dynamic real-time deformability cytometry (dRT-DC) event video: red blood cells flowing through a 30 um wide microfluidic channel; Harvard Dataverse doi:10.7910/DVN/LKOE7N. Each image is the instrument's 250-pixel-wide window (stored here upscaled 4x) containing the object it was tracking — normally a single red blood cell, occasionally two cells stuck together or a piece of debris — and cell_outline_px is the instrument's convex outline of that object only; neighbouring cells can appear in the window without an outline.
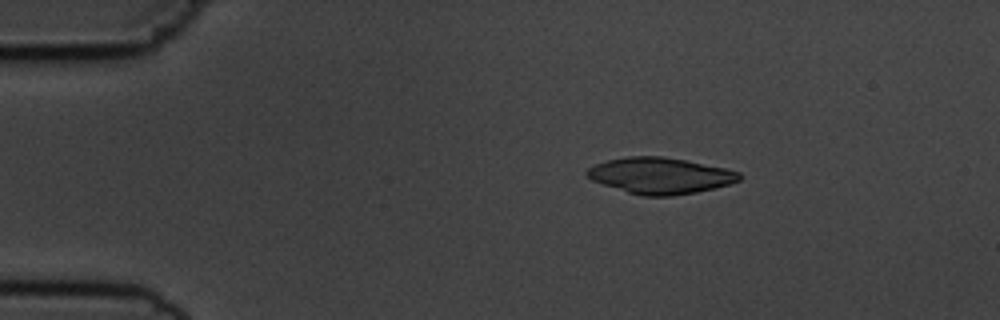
{"species": "common noctule bat (a hibernating species)", "species_latin": "Nyctalus noctula", "temperature_condition": "cold", "stored_images_in_passage": 6, "camera_frame_rate_fps": 3000, "um_per_image_px": 0.085, "animal": {"sex": "male", "body_mass_g": 19.5, "forearm_length_mm": 54.6}, "frame": {"image": 1, "passage_image": 1, "time_ms": 0.0, "image_size_px": [1000, 320], "cell_outline_px": [[740, 180], [728, 184], [696, 192], [672, 196], [644, 196], [628, 192], [592, 180], [584, 172], [588, 168], [596, 164], [608, 160], [628, 156], [664, 156], [724, 168], [740, 172]], "centroid_in_image_um": [56.1, 14.92], "position_along_channel_um": 28.9, "area_um2": 31.67}}